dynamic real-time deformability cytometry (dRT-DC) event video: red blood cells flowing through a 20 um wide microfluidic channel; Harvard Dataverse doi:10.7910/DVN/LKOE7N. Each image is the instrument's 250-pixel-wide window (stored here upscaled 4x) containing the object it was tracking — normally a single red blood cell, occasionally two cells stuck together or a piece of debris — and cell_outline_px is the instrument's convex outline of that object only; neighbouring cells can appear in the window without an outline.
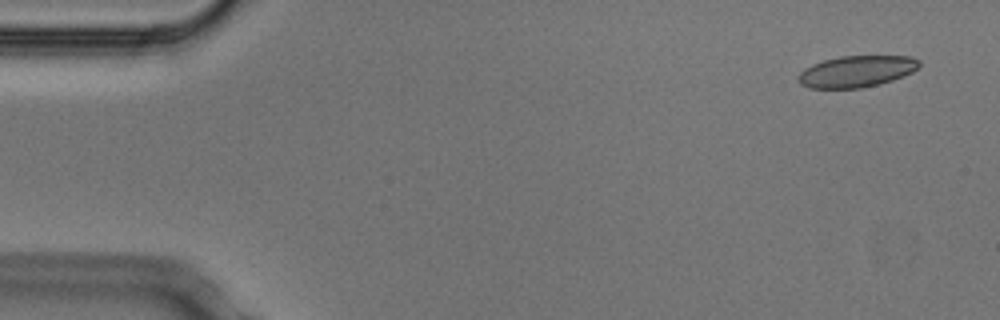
{"species": "Egyptian fruit bat (a non-hibernating species)", "species_latin": "Rousettus aegyptiacus", "temperature_condition": "cold", "stored_images_in_passage": 5, "camera_frame_rate_fps": 3000, "um_per_image_px": 0.085, "animal": {"sex": "male"}, "frame": {"image": 1, "passage_image": 1, "time_ms": 0.0, "image_size_px": [1000, 320], "cell_outline_px": [[920, 64], [912, 72], [904, 76], [880, 84], [860, 88], [808, 88], [800, 84], [796, 80], [796, 76], [804, 68], [812, 64], [824, 60], [840, 56], [908, 56], [920, 60]], "centroid_in_image_um": [72.76, 6.07], "position_along_channel_um": 12.2, "area_um2": 22.31}}
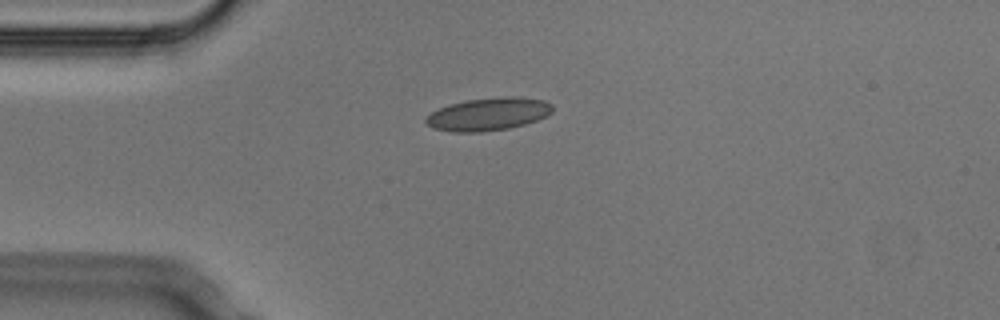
{"frame": {"image": 2, "passage_image": 4, "time_ms": 1.0, "image_size_px": [1000, 320], "cell_outline_px": [[552, 112], [548, 116], [524, 124], [508, 128], [480, 132], [452, 132], [432, 128], [424, 120], [432, 112], [448, 104], [464, 100], [504, 96], [516, 96], [544, 100], [552, 104]], "centroid_in_image_um": [41.51, 9.69], "position_along_channel_um": 43.5, "area_um2": 24.28}}
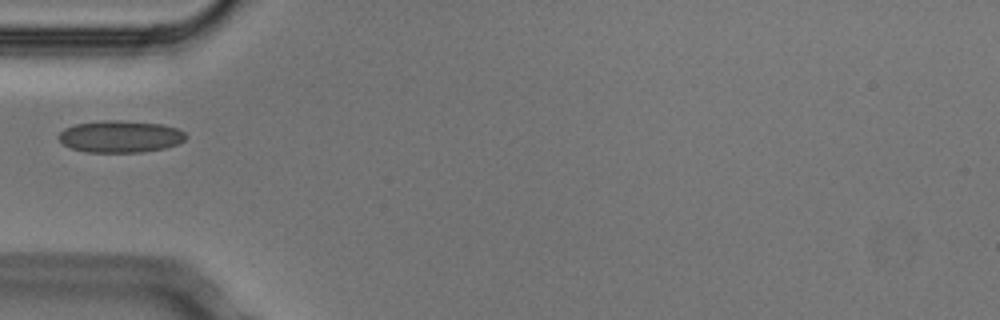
{"frame": {"image": 3, "passage_image": 5, "time_ms": 1.333, "image_size_px": [1000, 320], "cell_outline_px": [[188, 136], [184, 140], [176, 144], [164, 148], [140, 152], [84, 152], [72, 148], [64, 144], [56, 136], [64, 128], [76, 124], [104, 120], [120, 120], [160, 124], [176, 128], [184, 132]], "centroid_in_image_um": [10.2, 11.6], "position_along_channel_um": 74.8, "area_um2": 23.58}}